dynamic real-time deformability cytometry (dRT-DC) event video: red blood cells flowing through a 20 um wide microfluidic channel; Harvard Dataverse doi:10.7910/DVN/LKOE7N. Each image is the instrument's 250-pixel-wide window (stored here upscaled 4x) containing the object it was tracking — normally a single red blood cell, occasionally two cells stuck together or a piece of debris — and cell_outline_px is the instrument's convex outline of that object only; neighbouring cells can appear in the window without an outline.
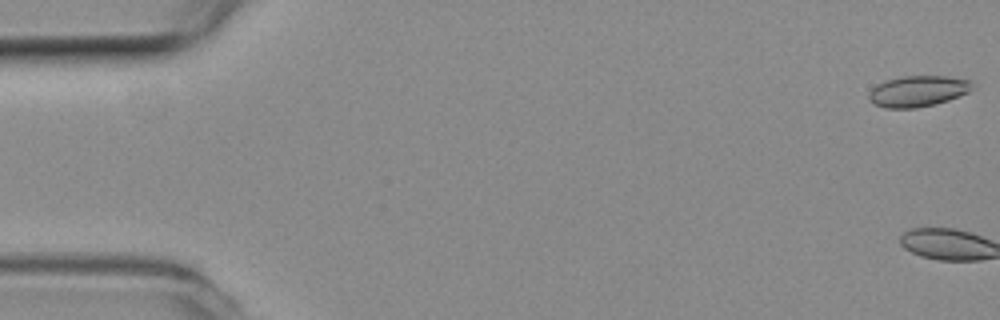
{"species": "common noctule bat (a hibernating species)", "species_latin": "Nyctalus noctula", "temperature_condition": "room temperature", "stored_images_in_passage": 4, "camera_frame_rate_fps": 3000, "um_per_image_px": 0.085, "animal": {"sex": "female", "body_mass_g": 19.3, "forearm_length_mm": 54.1}, "frame": {"image": 1, "passage_image": 1, "time_ms": 0.0, "image_size_px": [1000, 320], "cell_outline_px": [[972, 88], [968, 92], [948, 100], [916, 108], [884, 108], [872, 104], [868, 96], [872, 88], [876, 84], [884, 80], [900, 76], [944, 76], [972, 80]], "centroid_in_image_um": [77.97, 7.74], "position_along_channel_um": 7.0, "area_um2": 18.73}}